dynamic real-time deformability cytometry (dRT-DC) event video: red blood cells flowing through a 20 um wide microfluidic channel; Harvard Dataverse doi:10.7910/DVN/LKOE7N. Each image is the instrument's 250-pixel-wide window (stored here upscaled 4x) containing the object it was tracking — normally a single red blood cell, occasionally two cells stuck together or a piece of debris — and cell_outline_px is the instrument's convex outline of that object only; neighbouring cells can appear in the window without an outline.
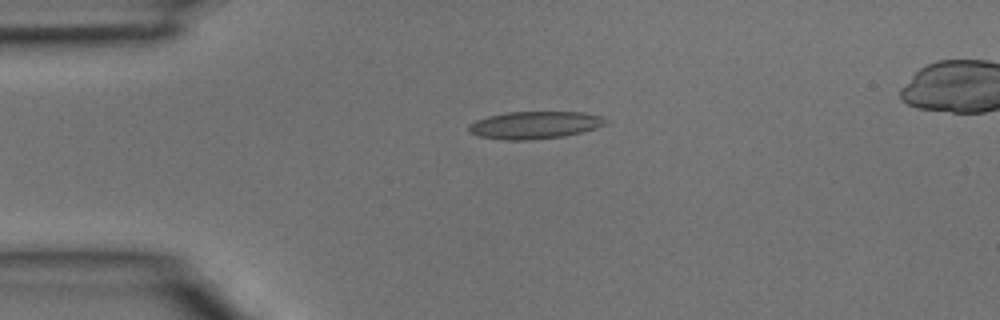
{"species": "common noctule bat (a hibernating species)", "species_latin": "Nyctalus noctula", "temperature_condition": "room temperature", "stored_images_in_passage": 3, "camera_frame_rate_fps": 3000, "um_per_image_px": 0.085, "animal": {"sex": "male", "body_mass_g": 15.6}, "frame": {"image": 1, "passage_image": 3, "time_ms": 0.667, "image_size_px": [1000, 320], "cell_outline_px": [[608, 124], [596, 128], [564, 136], [532, 140], [504, 140], [480, 136], [468, 132], [468, 124], [476, 120], [488, 116], [508, 112], [580, 112], [600, 116], [608, 120]], "centroid_in_image_um": [45.44, 10.63], "position_along_channel_um": 39.6, "area_um2": 21.91}}